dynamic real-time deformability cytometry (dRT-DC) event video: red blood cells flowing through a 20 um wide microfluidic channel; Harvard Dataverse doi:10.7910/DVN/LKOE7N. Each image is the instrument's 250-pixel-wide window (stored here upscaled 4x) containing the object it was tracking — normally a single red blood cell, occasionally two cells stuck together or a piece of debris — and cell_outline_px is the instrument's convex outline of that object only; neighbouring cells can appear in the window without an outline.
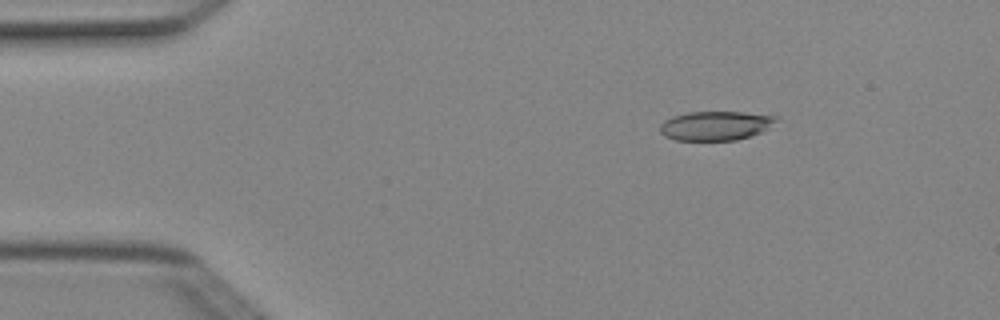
{"species": "Egyptian fruit bat (a non-hibernating species)", "species_latin": "Rousettus aegyptiacus", "temperature_condition": "cold", "stored_images_in_passage": 3, "camera_frame_rate_fps": 3000, "um_per_image_px": 0.085, "animal": {"sex": "female"}, "frame": {"image": 1, "passage_image": 2, "time_ms": 0.333, "image_size_px": [1000, 320], "cell_outline_px": [[776, 120], [760, 132], [736, 140], [676, 140], [664, 136], [660, 132], [660, 124], [664, 120], [672, 116], [688, 112], [740, 112], [776, 116]], "centroid_in_image_um": [60.73, 10.68], "position_along_channel_um": 24.3, "area_um2": 19.42}}